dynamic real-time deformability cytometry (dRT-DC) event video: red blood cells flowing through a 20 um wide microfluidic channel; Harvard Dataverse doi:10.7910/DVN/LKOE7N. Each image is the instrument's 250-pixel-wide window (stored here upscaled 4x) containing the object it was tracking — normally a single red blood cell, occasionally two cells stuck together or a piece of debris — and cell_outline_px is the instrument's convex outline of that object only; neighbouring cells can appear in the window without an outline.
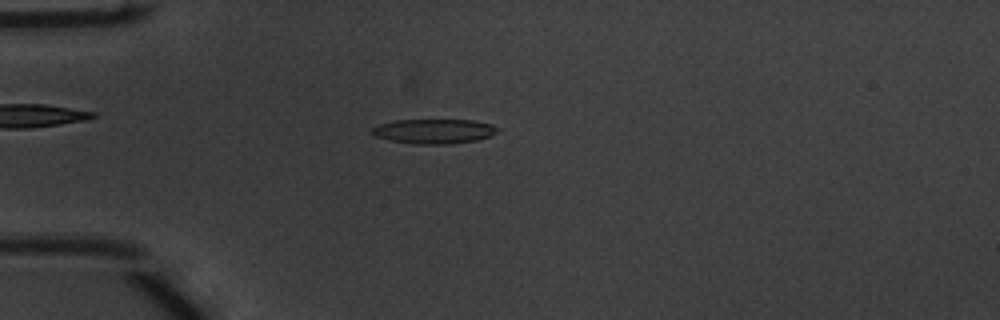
{"species": "common noctule bat (a hibernating species)", "species_latin": "Nyctalus noctula", "temperature_condition": "warm", "stored_images_in_passage": 11, "camera_frame_rate_fps": 3000, "um_per_image_px": 0.085, "animal": {"sex": "male", "body_mass_g": 20.1, "forearm_length_mm": 53.5}, "frame": {"image": 1, "passage_image": 8, "time_ms": 2.333, "image_size_px": [1000, 320], "cell_outline_px": [[496, 132], [488, 136], [476, 140], [452, 144], [416, 144], [388, 140], [376, 136], [372, 132], [372, 128], [380, 124], [396, 120], [472, 120], [492, 124], [496, 128]], "centroid_in_image_um": [36.87, 11.16], "position_along_channel_um": 48.1, "area_um2": 17.8}}